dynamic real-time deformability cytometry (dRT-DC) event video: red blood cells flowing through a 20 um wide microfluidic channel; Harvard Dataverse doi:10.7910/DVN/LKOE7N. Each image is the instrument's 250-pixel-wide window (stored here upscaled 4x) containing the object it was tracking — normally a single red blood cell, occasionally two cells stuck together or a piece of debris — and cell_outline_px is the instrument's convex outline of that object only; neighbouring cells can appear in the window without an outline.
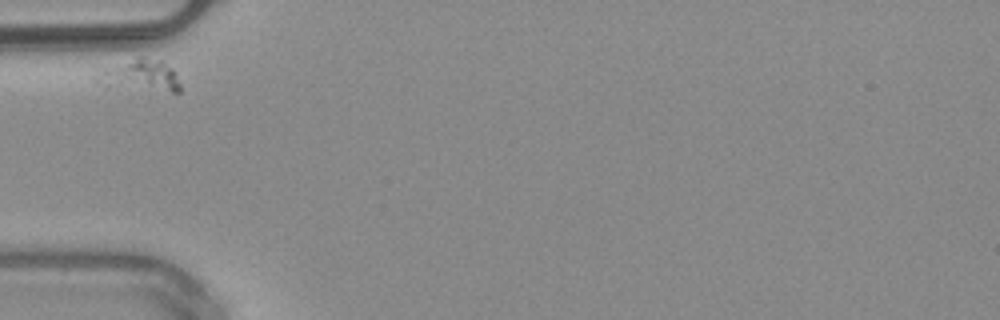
{"species": "common noctule bat (a hibernating species)", "species_latin": "Nyctalus noctula", "temperature_condition": "warm", "stored_images_in_passage": 31, "camera_frame_rate_fps": 3000, "um_per_image_px": 0.085, "animal": {"sex": "male", "body_mass_g": 20.4}, "frame": {"image": 1, "passage_image": 1, "time_ms": 0.0, "image_size_px": [1000, 320], "cell_outline_px": [[180, 92], [172, 92], [108, 88], [96, 84], [92, 80], [92, 64], [140, 56], [144, 56], [160, 60], [172, 68], [176, 72], [180, 84]], "centroid_in_image_um": [11.59, 6.37], "position_along_channel_um": 73.4, "area_um2": 17.8}}
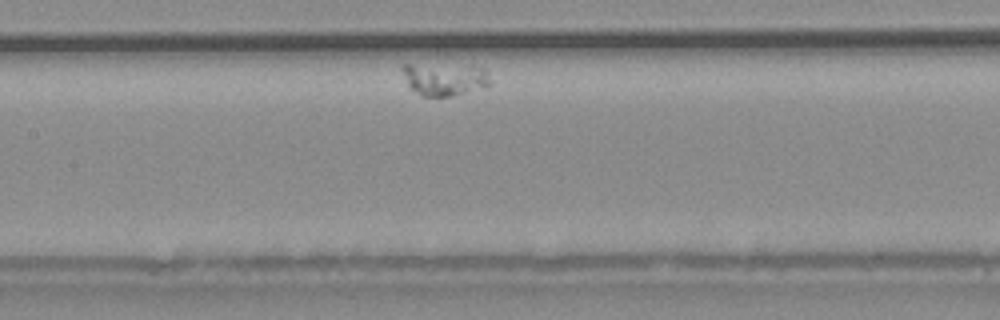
{"frame": {"image": 2, "passage_image": 11, "time_ms": 3.333, "image_size_px": [1000, 320], "cell_outline_px": [[492, 84], [452, 96], [424, 96], [412, 88], [408, 84], [400, 68], [404, 64], [412, 64], [484, 68], [488, 72]], "centroid_in_image_um": [37.79, 6.73], "position_along_channel_um": 169.6, "area_um2": 16.07}}
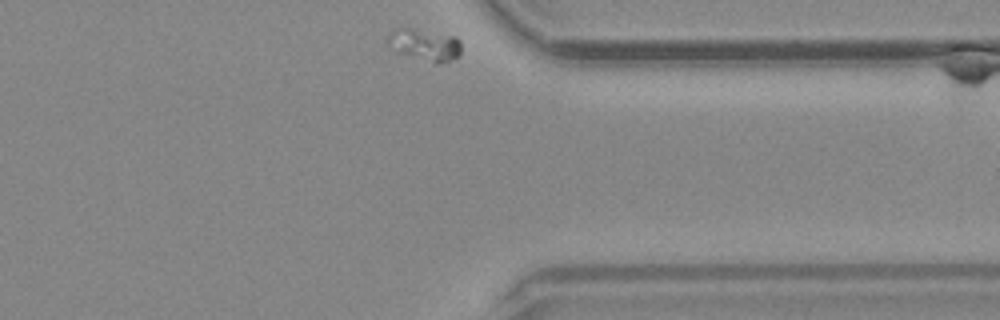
{"frame": {"image": 3, "passage_image": 31, "time_ms": 10.0, "image_size_px": [1000, 320], "cell_outline_px": [[460, 56], [448, 64], [436, 64], [396, 52], [384, 40], [388, 32], [400, 28], [408, 28], [456, 36], [460, 40]], "centroid_in_image_um": [36.11, 3.84], "position_along_channel_um": 375.3, "area_um2": 14.05}}